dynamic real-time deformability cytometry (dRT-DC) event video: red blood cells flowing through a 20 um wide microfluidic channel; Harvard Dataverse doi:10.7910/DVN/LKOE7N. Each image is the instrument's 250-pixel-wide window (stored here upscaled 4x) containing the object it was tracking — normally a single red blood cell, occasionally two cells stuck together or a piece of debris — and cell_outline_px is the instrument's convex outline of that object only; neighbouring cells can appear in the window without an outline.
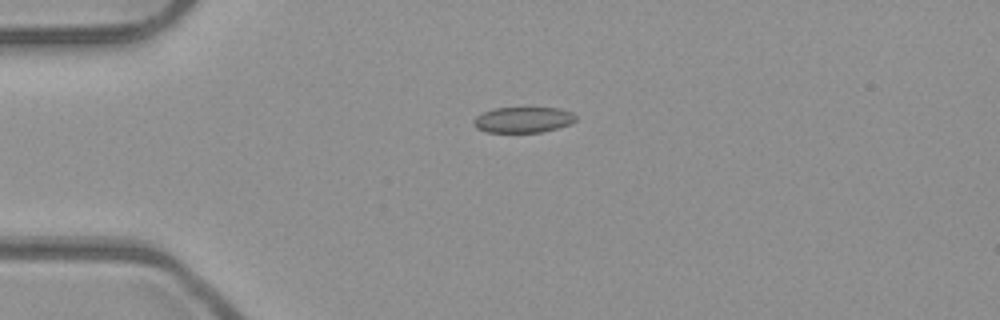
{"species": "common noctule bat (a hibernating species)", "species_latin": "Nyctalus noctula", "temperature_condition": "room temperature", "stored_images_in_passage": 2, "camera_frame_rate_fps": 3000, "um_per_image_px": 0.085, "animal": {"sex": "male", "body_mass_g": 23.1, "forearm_length_mm": 52.7}, "frame": {"image": 1, "passage_image": 1, "time_ms": 0.0, "image_size_px": [1000, 320], "cell_outline_px": [[576, 120], [572, 124], [540, 132], [488, 132], [476, 128], [472, 124], [472, 120], [476, 116], [484, 112], [496, 108], [560, 108], [572, 112], [576, 116]], "centroid_in_image_um": [44.47, 10.18], "position_along_channel_um": 40.5, "area_um2": 15.32}}